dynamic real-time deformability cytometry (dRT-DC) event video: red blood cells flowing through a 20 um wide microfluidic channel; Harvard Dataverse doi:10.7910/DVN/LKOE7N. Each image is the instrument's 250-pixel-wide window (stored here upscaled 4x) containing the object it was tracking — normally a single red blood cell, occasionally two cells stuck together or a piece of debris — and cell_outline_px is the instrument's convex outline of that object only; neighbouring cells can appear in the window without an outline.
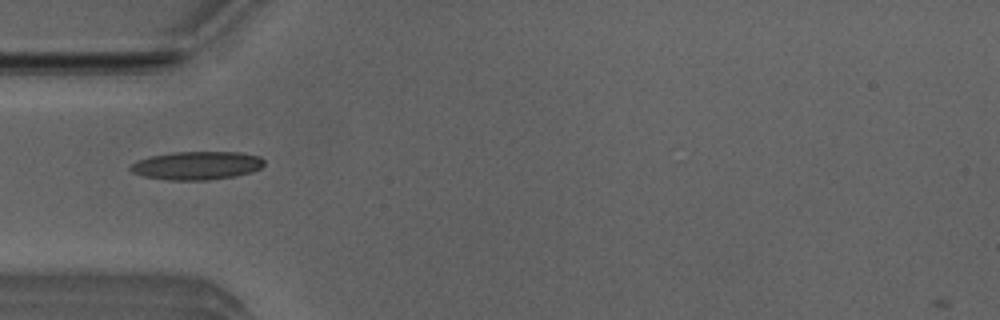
{"species": "Egyptian fruit bat (a non-hibernating species)", "species_latin": "Rousettus aegyptiacus", "temperature_condition": "room temperature", "stored_images_in_passage": 7, "camera_frame_rate_fps": 3000, "um_per_image_px": 0.085, "animal": {"sex": "male"}, "frame": {"image": 1, "passage_image": 4, "time_ms": 1.0, "image_size_px": [1000, 320], "cell_outline_px": [[264, 164], [260, 168], [252, 172], [236, 176], [208, 180], [168, 180], [144, 176], [132, 172], [128, 168], [132, 164], [148, 156], [172, 152], [240, 152], [260, 156], [264, 160]], "centroid_in_image_um": [16.75, 14.07], "position_along_channel_um": 68.3, "area_um2": 22.14}}
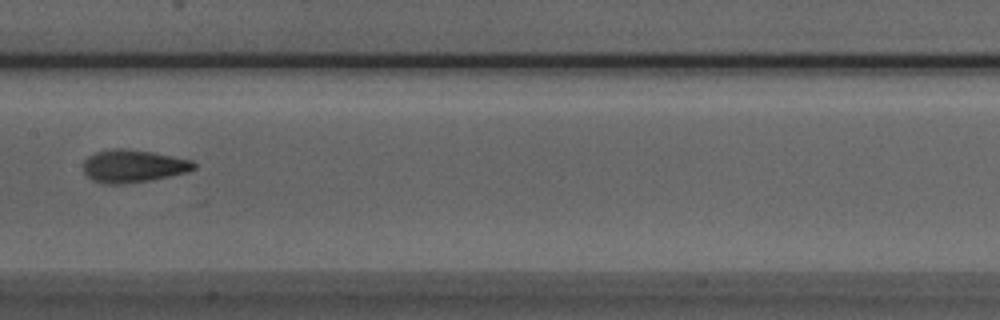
{"frame": {"image": 2, "passage_image": 7, "time_ms": 2.0, "image_size_px": [1000, 320], "cell_outline_px": [[196, 168], [188, 172], [148, 180], [124, 184], [104, 184], [92, 180], [84, 172], [84, 160], [88, 156], [96, 152], [112, 148], [124, 148], [152, 152], [192, 160], [196, 164]], "centroid_in_image_um": [11.31, 14.11], "position_along_channel_um": 196.1, "area_um2": 21.04}}